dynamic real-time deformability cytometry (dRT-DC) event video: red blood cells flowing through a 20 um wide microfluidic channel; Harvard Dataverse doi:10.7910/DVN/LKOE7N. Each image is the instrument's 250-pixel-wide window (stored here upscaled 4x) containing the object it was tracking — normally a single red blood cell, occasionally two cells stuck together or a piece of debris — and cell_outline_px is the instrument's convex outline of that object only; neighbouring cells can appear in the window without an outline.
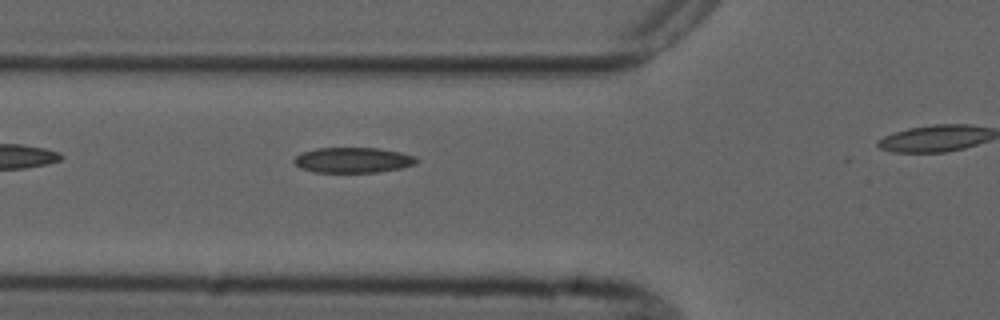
{"species": "common noctule bat (a hibernating species)", "species_latin": "Nyctalus noctula", "temperature_condition": "cold", "stored_images_in_passage": 5, "segment_of_instrument_passage": [1, 2], "camera_frame_rate_fps": 3000, "um_per_image_px": 0.085, "animal": {"sex": "male", "forearm_length_mm": 52.5}, "frame": {"image": 1, "passage_image": 4, "time_ms": 4.333, "image_size_px": [1000, 320], "cell_outline_px": [[420, 160], [416, 164], [400, 168], [376, 172], [312, 172], [300, 168], [292, 160], [300, 152], [316, 148], [380, 148], [400, 152], [416, 156]], "centroid_in_image_um": [30.0, 13.6], "position_along_channel_um": 95.8, "area_um2": 18.26}}